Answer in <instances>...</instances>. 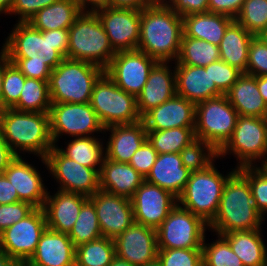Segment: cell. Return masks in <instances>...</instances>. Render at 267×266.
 <instances>
[{
	"label": "cell",
	"instance_id": "obj_50",
	"mask_svg": "<svg viewBox=\"0 0 267 266\" xmlns=\"http://www.w3.org/2000/svg\"><path fill=\"white\" fill-rule=\"evenodd\" d=\"M58 0H14L10 15L18 16L16 22H28L38 11Z\"/></svg>",
	"mask_w": 267,
	"mask_h": 266
},
{
	"label": "cell",
	"instance_id": "obj_19",
	"mask_svg": "<svg viewBox=\"0 0 267 266\" xmlns=\"http://www.w3.org/2000/svg\"><path fill=\"white\" fill-rule=\"evenodd\" d=\"M116 256L134 266L153 262L158 255L156 229L134 222L114 239Z\"/></svg>",
	"mask_w": 267,
	"mask_h": 266
},
{
	"label": "cell",
	"instance_id": "obj_34",
	"mask_svg": "<svg viewBox=\"0 0 267 266\" xmlns=\"http://www.w3.org/2000/svg\"><path fill=\"white\" fill-rule=\"evenodd\" d=\"M99 136L74 137L72 140H68L65 148L56 146L65 156L80 165L92 169H101L105 159V144L103 143L105 140L98 138Z\"/></svg>",
	"mask_w": 267,
	"mask_h": 266
},
{
	"label": "cell",
	"instance_id": "obj_63",
	"mask_svg": "<svg viewBox=\"0 0 267 266\" xmlns=\"http://www.w3.org/2000/svg\"><path fill=\"white\" fill-rule=\"evenodd\" d=\"M6 110H7V107L4 105L2 101H0V128L2 126V122H3V118H4Z\"/></svg>",
	"mask_w": 267,
	"mask_h": 266
},
{
	"label": "cell",
	"instance_id": "obj_46",
	"mask_svg": "<svg viewBox=\"0 0 267 266\" xmlns=\"http://www.w3.org/2000/svg\"><path fill=\"white\" fill-rule=\"evenodd\" d=\"M242 74L243 72L238 68L230 66L223 60L210 63L211 80L223 94L231 89Z\"/></svg>",
	"mask_w": 267,
	"mask_h": 266
},
{
	"label": "cell",
	"instance_id": "obj_2",
	"mask_svg": "<svg viewBox=\"0 0 267 266\" xmlns=\"http://www.w3.org/2000/svg\"><path fill=\"white\" fill-rule=\"evenodd\" d=\"M10 32L2 45L9 58H29L52 70L67 58L69 29L40 31L28 22H17Z\"/></svg>",
	"mask_w": 267,
	"mask_h": 266
},
{
	"label": "cell",
	"instance_id": "obj_32",
	"mask_svg": "<svg viewBox=\"0 0 267 266\" xmlns=\"http://www.w3.org/2000/svg\"><path fill=\"white\" fill-rule=\"evenodd\" d=\"M253 37L241 24L234 20L227 27L225 35L220 42V60L245 73L249 45Z\"/></svg>",
	"mask_w": 267,
	"mask_h": 266
},
{
	"label": "cell",
	"instance_id": "obj_29",
	"mask_svg": "<svg viewBox=\"0 0 267 266\" xmlns=\"http://www.w3.org/2000/svg\"><path fill=\"white\" fill-rule=\"evenodd\" d=\"M226 95L239 116L265 118L267 103L260 95L257 77L243 73Z\"/></svg>",
	"mask_w": 267,
	"mask_h": 266
},
{
	"label": "cell",
	"instance_id": "obj_61",
	"mask_svg": "<svg viewBox=\"0 0 267 266\" xmlns=\"http://www.w3.org/2000/svg\"><path fill=\"white\" fill-rule=\"evenodd\" d=\"M104 1L105 0H83V8L92 9L95 6L101 5Z\"/></svg>",
	"mask_w": 267,
	"mask_h": 266
},
{
	"label": "cell",
	"instance_id": "obj_54",
	"mask_svg": "<svg viewBox=\"0 0 267 266\" xmlns=\"http://www.w3.org/2000/svg\"><path fill=\"white\" fill-rule=\"evenodd\" d=\"M21 201L16 189L9 182L5 174H0V205Z\"/></svg>",
	"mask_w": 267,
	"mask_h": 266
},
{
	"label": "cell",
	"instance_id": "obj_21",
	"mask_svg": "<svg viewBox=\"0 0 267 266\" xmlns=\"http://www.w3.org/2000/svg\"><path fill=\"white\" fill-rule=\"evenodd\" d=\"M24 159L25 157L16 156L4 174L16 189L21 201L28 202L36 208H43L48 188H46L38 168Z\"/></svg>",
	"mask_w": 267,
	"mask_h": 266
},
{
	"label": "cell",
	"instance_id": "obj_39",
	"mask_svg": "<svg viewBox=\"0 0 267 266\" xmlns=\"http://www.w3.org/2000/svg\"><path fill=\"white\" fill-rule=\"evenodd\" d=\"M68 237L75 247L102 237L93 203L88 200L82 207Z\"/></svg>",
	"mask_w": 267,
	"mask_h": 266
},
{
	"label": "cell",
	"instance_id": "obj_16",
	"mask_svg": "<svg viewBox=\"0 0 267 266\" xmlns=\"http://www.w3.org/2000/svg\"><path fill=\"white\" fill-rule=\"evenodd\" d=\"M156 63L155 59L137 49L120 51L116 52L104 73L120 89L137 97Z\"/></svg>",
	"mask_w": 267,
	"mask_h": 266
},
{
	"label": "cell",
	"instance_id": "obj_52",
	"mask_svg": "<svg viewBox=\"0 0 267 266\" xmlns=\"http://www.w3.org/2000/svg\"><path fill=\"white\" fill-rule=\"evenodd\" d=\"M209 0H171L168 5L180 16L208 12Z\"/></svg>",
	"mask_w": 267,
	"mask_h": 266
},
{
	"label": "cell",
	"instance_id": "obj_41",
	"mask_svg": "<svg viewBox=\"0 0 267 266\" xmlns=\"http://www.w3.org/2000/svg\"><path fill=\"white\" fill-rule=\"evenodd\" d=\"M205 239L206 236L202 244L203 266H244L221 235L212 243H205Z\"/></svg>",
	"mask_w": 267,
	"mask_h": 266
},
{
	"label": "cell",
	"instance_id": "obj_55",
	"mask_svg": "<svg viewBox=\"0 0 267 266\" xmlns=\"http://www.w3.org/2000/svg\"><path fill=\"white\" fill-rule=\"evenodd\" d=\"M15 158L16 155L5 141L0 130V174H4L6 168Z\"/></svg>",
	"mask_w": 267,
	"mask_h": 266
},
{
	"label": "cell",
	"instance_id": "obj_17",
	"mask_svg": "<svg viewBox=\"0 0 267 266\" xmlns=\"http://www.w3.org/2000/svg\"><path fill=\"white\" fill-rule=\"evenodd\" d=\"M134 222L157 229L178 204L165 189L144 181L131 198Z\"/></svg>",
	"mask_w": 267,
	"mask_h": 266
},
{
	"label": "cell",
	"instance_id": "obj_31",
	"mask_svg": "<svg viewBox=\"0 0 267 266\" xmlns=\"http://www.w3.org/2000/svg\"><path fill=\"white\" fill-rule=\"evenodd\" d=\"M258 230L235 231L221 236L229 243L244 266H267V246Z\"/></svg>",
	"mask_w": 267,
	"mask_h": 266
},
{
	"label": "cell",
	"instance_id": "obj_24",
	"mask_svg": "<svg viewBox=\"0 0 267 266\" xmlns=\"http://www.w3.org/2000/svg\"><path fill=\"white\" fill-rule=\"evenodd\" d=\"M75 248L68 234L46 228L32 257L21 266H75Z\"/></svg>",
	"mask_w": 267,
	"mask_h": 266
},
{
	"label": "cell",
	"instance_id": "obj_48",
	"mask_svg": "<svg viewBox=\"0 0 267 266\" xmlns=\"http://www.w3.org/2000/svg\"><path fill=\"white\" fill-rule=\"evenodd\" d=\"M35 208L25 201L0 205V234L28 216Z\"/></svg>",
	"mask_w": 267,
	"mask_h": 266
},
{
	"label": "cell",
	"instance_id": "obj_12",
	"mask_svg": "<svg viewBox=\"0 0 267 266\" xmlns=\"http://www.w3.org/2000/svg\"><path fill=\"white\" fill-rule=\"evenodd\" d=\"M49 117L54 145L65 134L73 138L104 134L105 128L90 103H51Z\"/></svg>",
	"mask_w": 267,
	"mask_h": 266
},
{
	"label": "cell",
	"instance_id": "obj_57",
	"mask_svg": "<svg viewBox=\"0 0 267 266\" xmlns=\"http://www.w3.org/2000/svg\"><path fill=\"white\" fill-rule=\"evenodd\" d=\"M6 49L2 46L0 50V101L2 97V84L5 68L10 64Z\"/></svg>",
	"mask_w": 267,
	"mask_h": 266
},
{
	"label": "cell",
	"instance_id": "obj_8",
	"mask_svg": "<svg viewBox=\"0 0 267 266\" xmlns=\"http://www.w3.org/2000/svg\"><path fill=\"white\" fill-rule=\"evenodd\" d=\"M236 157V168L267 166V123L265 118L238 116L232 136L218 151V160ZM261 161V162H260ZM260 164H256V163Z\"/></svg>",
	"mask_w": 267,
	"mask_h": 266
},
{
	"label": "cell",
	"instance_id": "obj_36",
	"mask_svg": "<svg viewBox=\"0 0 267 266\" xmlns=\"http://www.w3.org/2000/svg\"><path fill=\"white\" fill-rule=\"evenodd\" d=\"M115 256L114 239L102 236L75 248V266H110Z\"/></svg>",
	"mask_w": 267,
	"mask_h": 266
},
{
	"label": "cell",
	"instance_id": "obj_25",
	"mask_svg": "<svg viewBox=\"0 0 267 266\" xmlns=\"http://www.w3.org/2000/svg\"><path fill=\"white\" fill-rule=\"evenodd\" d=\"M176 94L197 104L223 93L211 80L210 64L206 67L174 65Z\"/></svg>",
	"mask_w": 267,
	"mask_h": 266
},
{
	"label": "cell",
	"instance_id": "obj_22",
	"mask_svg": "<svg viewBox=\"0 0 267 266\" xmlns=\"http://www.w3.org/2000/svg\"><path fill=\"white\" fill-rule=\"evenodd\" d=\"M89 200V197L73 192L58 190L53 195L48 191L43 210L46 217L47 228L69 234L81 207Z\"/></svg>",
	"mask_w": 267,
	"mask_h": 266
},
{
	"label": "cell",
	"instance_id": "obj_56",
	"mask_svg": "<svg viewBox=\"0 0 267 266\" xmlns=\"http://www.w3.org/2000/svg\"><path fill=\"white\" fill-rule=\"evenodd\" d=\"M101 5L142 10L152 3L149 0H105Z\"/></svg>",
	"mask_w": 267,
	"mask_h": 266
},
{
	"label": "cell",
	"instance_id": "obj_59",
	"mask_svg": "<svg viewBox=\"0 0 267 266\" xmlns=\"http://www.w3.org/2000/svg\"><path fill=\"white\" fill-rule=\"evenodd\" d=\"M0 266H20L11 256L0 249Z\"/></svg>",
	"mask_w": 267,
	"mask_h": 266
},
{
	"label": "cell",
	"instance_id": "obj_7",
	"mask_svg": "<svg viewBox=\"0 0 267 266\" xmlns=\"http://www.w3.org/2000/svg\"><path fill=\"white\" fill-rule=\"evenodd\" d=\"M236 170L224 175L213 162L205 170L191 172L178 204L209 224L217 214L224 185Z\"/></svg>",
	"mask_w": 267,
	"mask_h": 266
},
{
	"label": "cell",
	"instance_id": "obj_11",
	"mask_svg": "<svg viewBox=\"0 0 267 266\" xmlns=\"http://www.w3.org/2000/svg\"><path fill=\"white\" fill-rule=\"evenodd\" d=\"M208 224L179 204L156 229L158 249H202Z\"/></svg>",
	"mask_w": 267,
	"mask_h": 266
},
{
	"label": "cell",
	"instance_id": "obj_26",
	"mask_svg": "<svg viewBox=\"0 0 267 266\" xmlns=\"http://www.w3.org/2000/svg\"><path fill=\"white\" fill-rule=\"evenodd\" d=\"M110 132L105 143V158L129 163L137 149L147 140V130L142 120L133 124L113 125L104 129Z\"/></svg>",
	"mask_w": 267,
	"mask_h": 266
},
{
	"label": "cell",
	"instance_id": "obj_18",
	"mask_svg": "<svg viewBox=\"0 0 267 266\" xmlns=\"http://www.w3.org/2000/svg\"><path fill=\"white\" fill-rule=\"evenodd\" d=\"M89 200L94 205L102 236L115 239L134 223L131 199L99 189Z\"/></svg>",
	"mask_w": 267,
	"mask_h": 266
},
{
	"label": "cell",
	"instance_id": "obj_6",
	"mask_svg": "<svg viewBox=\"0 0 267 266\" xmlns=\"http://www.w3.org/2000/svg\"><path fill=\"white\" fill-rule=\"evenodd\" d=\"M103 73L96 64L65 58L48 81L51 103H90L93 86Z\"/></svg>",
	"mask_w": 267,
	"mask_h": 266
},
{
	"label": "cell",
	"instance_id": "obj_37",
	"mask_svg": "<svg viewBox=\"0 0 267 266\" xmlns=\"http://www.w3.org/2000/svg\"><path fill=\"white\" fill-rule=\"evenodd\" d=\"M195 127H179L160 131H147V140L158 154L180 153L193 141Z\"/></svg>",
	"mask_w": 267,
	"mask_h": 266
},
{
	"label": "cell",
	"instance_id": "obj_45",
	"mask_svg": "<svg viewBox=\"0 0 267 266\" xmlns=\"http://www.w3.org/2000/svg\"><path fill=\"white\" fill-rule=\"evenodd\" d=\"M162 266H203L202 249H158Z\"/></svg>",
	"mask_w": 267,
	"mask_h": 266
},
{
	"label": "cell",
	"instance_id": "obj_38",
	"mask_svg": "<svg viewBox=\"0 0 267 266\" xmlns=\"http://www.w3.org/2000/svg\"><path fill=\"white\" fill-rule=\"evenodd\" d=\"M50 106L48 81L26 78L19 101L13 109L27 112H49Z\"/></svg>",
	"mask_w": 267,
	"mask_h": 266
},
{
	"label": "cell",
	"instance_id": "obj_10",
	"mask_svg": "<svg viewBox=\"0 0 267 266\" xmlns=\"http://www.w3.org/2000/svg\"><path fill=\"white\" fill-rule=\"evenodd\" d=\"M238 116L226 94L199 102L196 104L195 137L218 152L232 136Z\"/></svg>",
	"mask_w": 267,
	"mask_h": 266
},
{
	"label": "cell",
	"instance_id": "obj_4",
	"mask_svg": "<svg viewBox=\"0 0 267 266\" xmlns=\"http://www.w3.org/2000/svg\"><path fill=\"white\" fill-rule=\"evenodd\" d=\"M0 130L16 156H23L26 152L36 155L40 161V158H45L54 147L49 112H27L7 108Z\"/></svg>",
	"mask_w": 267,
	"mask_h": 266
},
{
	"label": "cell",
	"instance_id": "obj_40",
	"mask_svg": "<svg viewBox=\"0 0 267 266\" xmlns=\"http://www.w3.org/2000/svg\"><path fill=\"white\" fill-rule=\"evenodd\" d=\"M183 165L190 172L205 170L209 165L216 161L218 152L205 141L195 138L181 151Z\"/></svg>",
	"mask_w": 267,
	"mask_h": 266
},
{
	"label": "cell",
	"instance_id": "obj_23",
	"mask_svg": "<svg viewBox=\"0 0 267 266\" xmlns=\"http://www.w3.org/2000/svg\"><path fill=\"white\" fill-rule=\"evenodd\" d=\"M169 62H157L149 73L147 82L137 96V108L141 118L153 108L176 95L175 68Z\"/></svg>",
	"mask_w": 267,
	"mask_h": 266
},
{
	"label": "cell",
	"instance_id": "obj_51",
	"mask_svg": "<svg viewBox=\"0 0 267 266\" xmlns=\"http://www.w3.org/2000/svg\"><path fill=\"white\" fill-rule=\"evenodd\" d=\"M26 78L49 81L52 69L46 63L29 62V58H9Z\"/></svg>",
	"mask_w": 267,
	"mask_h": 266
},
{
	"label": "cell",
	"instance_id": "obj_43",
	"mask_svg": "<svg viewBox=\"0 0 267 266\" xmlns=\"http://www.w3.org/2000/svg\"><path fill=\"white\" fill-rule=\"evenodd\" d=\"M249 182L254 204L259 213L267 216V166L237 169Z\"/></svg>",
	"mask_w": 267,
	"mask_h": 266
},
{
	"label": "cell",
	"instance_id": "obj_14",
	"mask_svg": "<svg viewBox=\"0 0 267 266\" xmlns=\"http://www.w3.org/2000/svg\"><path fill=\"white\" fill-rule=\"evenodd\" d=\"M101 20L115 52L133 51L138 47L141 10L98 5L92 8Z\"/></svg>",
	"mask_w": 267,
	"mask_h": 266
},
{
	"label": "cell",
	"instance_id": "obj_47",
	"mask_svg": "<svg viewBox=\"0 0 267 266\" xmlns=\"http://www.w3.org/2000/svg\"><path fill=\"white\" fill-rule=\"evenodd\" d=\"M245 73L255 77L267 75V46L258 36L250 42Z\"/></svg>",
	"mask_w": 267,
	"mask_h": 266
},
{
	"label": "cell",
	"instance_id": "obj_58",
	"mask_svg": "<svg viewBox=\"0 0 267 266\" xmlns=\"http://www.w3.org/2000/svg\"><path fill=\"white\" fill-rule=\"evenodd\" d=\"M257 87L261 97L267 103V75L257 76Z\"/></svg>",
	"mask_w": 267,
	"mask_h": 266
},
{
	"label": "cell",
	"instance_id": "obj_44",
	"mask_svg": "<svg viewBox=\"0 0 267 266\" xmlns=\"http://www.w3.org/2000/svg\"><path fill=\"white\" fill-rule=\"evenodd\" d=\"M26 76L10 63L4 71L1 101L7 108H13L19 101Z\"/></svg>",
	"mask_w": 267,
	"mask_h": 266
},
{
	"label": "cell",
	"instance_id": "obj_42",
	"mask_svg": "<svg viewBox=\"0 0 267 266\" xmlns=\"http://www.w3.org/2000/svg\"><path fill=\"white\" fill-rule=\"evenodd\" d=\"M235 20L253 36L267 29V0H245Z\"/></svg>",
	"mask_w": 267,
	"mask_h": 266
},
{
	"label": "cell",
	"instance_id": "obj_62",
	"mask_svg": "<svg viewBox=\"0 0 267 266\" xmlns=\"http://www.w3.org/2000/svg\"><path fill=\"white\" fill-rule=\"evenodd\" d=\"M110 266H134V265L130 264L128 261L119 258L118 256H115Z\"/></svg>",
	"mask_w": 267,
	"mask_h": 266
},
{
	"label": "cell",
	"instance_id": "obj_9",
	"mask_svg": "<svg viewBox=\"0 0 267 266\" xmlns=\"http://www.w3.org/2000/svg\"><path fill=\"white\" fill-rule=\"evenodd\" d=\"M90 104L104 128L133 124L142 119L137 97L120 89L106 73L95 82Z\"/></svg>",
	"mask_w": 267,
	"mask_h": 266
},
{
	"label": "cell",
	"instance_id": "obj_67",
	"mask_svg": "<svg viewBox=\"0 0 267 266\" xmlns=\"http://www.w3.org/2000/svg\"><path fill=\"white\" fill-rule=\"evenodd\" d=\"M72 1L77 2L80 6L83 7V0H72Z\"/></svg>",
	"mask_w": 267,
	"mask_h": 266
},
{
	"label": "cell",
	"instance_id": "obj_65",
	"mask_svg": "<svg viewBox=\"0 0 267 266\" xmlns=\"http://www.w3.org/2000/svg\"><path fill=\"white\" fill-rule=\"evenodd\" d=\"M143 266H162L161 262L158 260V258H156L153 262H149L146 265Z\"/></svg>",
	"mask_w": 267,
	"mask_h": 266
},
{
	"label": "cell",
	"instance_id": "obj_49",
	"mask_svg": "<svg viewBox=\"0 0 267 266\" xmlns=\"http://www.w3.org/2000/svg\"><path fill=\"white\" fill-rule=\"evenodd\" d=\"M158 156L157 151L146 140L131 157L129 164L144 178L147 177Z\"/></svg>",
	"mask_w": 267,
	"mask_h": 266
},
{
	"label": "cell",
	"instance_id": "obj_1",
	"mask_svg": "<svg viewBox=\"0 0 267 266\" xmlns=\"http://www.w3.org/2000/svg\"><path fill=\"white\" fill-rule=\"evenodd\" d=\"M183 18L168 4H152L141 10L137 50L157 62L176 61L183 36Z\"/></svg>",
	"mask_w": 267,
	"mask_h": 266
},
{
	"label": "cell",
	"instance_id": "obj_33",
	"mask_svg": "<svg viewBox=\"0 0 267 266\" xmlns=\"http://www.w3.org/2000/svg\"><path fill=\"white\" fill-rule=\"evenodd\" d=\"M84 8L72 0H58L38 11L29 21L35 29H69Z\"/></svg>",
	"mask_w": 267,
	"mask_h": 266
},
{
	"label": "cell",
	"instance_id": "obj_30",
	"mask_svg": "<svg viewBox=\"0 0 267 266\" xmlns=\"http://www.w3.org/2000/svg\"><path fill=\"white\" fill-rule=\"evenodd\" d=\"M183 35L219 46L227 27L235 20L224 14L195 13L183 16Z\"/></svg>",
	"mask_w": 267,
	"mask_h": 266
},
{
	"label": "cell",
	"instance_id": "obj_66",
	"mask_svg": "<svg viewBox=\"0 0 267 266\" xmlns=\"http://www.w3.org/2000/svg\"><path fill=\"white\" fill-rule=\"evenodd\" d=\"M152 4H168L171 0H149Z\"/></svg>",
	"mask_w": 267,
	"mask_h": 266
},
{
	"label": "cell",
	"instance_id": "obj_15",
	"mask_svg": "<svg viewBox=\"0 0 267 266\" xmlns=\"http://www.w3.org/2000/svg\"><path fill=\"white\" fill-rule=\"evenodd\" d=\"M46 228L43 208H35L28 216L0 234V249L21 265L32 257Z\"/></svg>",
	"mask_w": 267,
	"mask_h": 266
},
{
	"label": "cell",
	"instance_id": "obj_28",
	"mask_svg": "<svg viewBox=\"0 0 267 266\" xmlns=\"http://www.w3.org/2000/svg\"><path fill=\"white\" fill-rule=\"evenodd\" d=\"M145 181L129 163L104 159L99 172V189L131 199Z\"/></svg>",
	"mask_w": 267,
	"mask_h": 266
},
{
	"label": "cell",
	"instance_id": "obj_60",
	"mask_svg": "<svg viewBox=\"0 0 267 266\" xmlns=\"http://www.w3.org/2000/svg\"><path fill=\"white\" fill-rule=\"evenodd\" d=\"M14 0H0V15H9L10 16V11L12 9Z\"/></svg>",
	"mask_w": 267,
	"mask_h": 266
},
{
	"label": "cell",
	"instance_id": "obj_27",
	"mask_svg": "<svg viewBox=\"0 0 267 266\" xmlns=\"http://www.w3.org/2000/svg\"><path fill=\"white\" fill-rule=\"evenodd\" d=\"M191 172L183 165L180 153L158 154L145 181L170 192L177 199L183 193Z\"/></svg>",
	"mask_w": 267,
	"mask_h": 266
},
{
	"label": "cell",
	"instance_id": "obj_20",
	"mask_svg": "<svg viewBox=\"0 0 267 266\" xmlns=\"http://www.w3.org/2000/svg\"><path fill=\"white\" fill-rule=\"evenodd\" d=\"M196 104L179 95L148 111L142 121L147 131L195 127Z\"/></svg>",
	"mask_w": 267,
	"mask_h": 266
},
{
	"label": "cell",
	"instance_id": "obj_64",
	"mask_svg": "<svg viewBox=\"0 0 267 266\" xmlns=\"http://www.w3.org/2000/svg\"><path fill=\"white\" fill-rule=\"evenodd\" d=\"M258 37L260 40L267 46V29H265L263 32H261Z\"/></svg>",
	"mask_w": 267,
	"mask_h": 266
},
{
	"label": "cell",
	"instance_id": "obj_35",
	"mask_svg": "<svg viewBox=\"0 0 267 266\" xmlns=\"http://www.w3.org/2000/svg\"><path fill=\"white\" fill-rule=\"evenodd\" d=\"M218 60H220L219 46L183 35L180 52L174 64L206 67Z\"/></svg>",
	"mask_w": 267,
	"mask_h": 266
},
{
	"label": "cell",
	"instance_id": "obj_13",
	"mask_svg": "<svg viewBox=\"0 0 267 266\" xmlns=\"http://www.w3.org/2000/svg\"><path fill=\"white\" fill-rule=\"evenodd\" d=\"M51 177L59 184L58 190L73 192L90 197L99 190L100 169L80 165L65 156L56 145L40 158Z\"/></svg>",
	"mask_w": 267,
	"mask_h": 266
},
{
	"label": "cell",
	"instance_id": "obj_5",
	"mask_svg": "<svg viewBox=\"0 0 267 266\" xmlns=\"http://www.w3.org/2000/svg\"><path fill=\"white\" fill-rule=\"evenodd\" d=\"M116 52L93 9H83L69 28L67 58L87 61L105 69Z\"/></svg>",
	"mask_w": 267,
	"mask_h": 266
},
{
	"label": "cell",
	"instance_id": "obj_3",
	"mask_svg": "<svg viewBox=\"0 0 267 266\" xmlns=\"http://www.w3.org/2000/svg\"><path fill=\"white\" fill-rule=\"evenodd\" d=\"M265 218L254 204L248 180L236 170L224 185L219 208L208 231L222 235L235 231L261 229Z\"/></svg>",
	"mask_w": 267,
	"mask_h": 266
},
{
	"label": "cell",
	"instance_id": "obj_53",
	"mask_svg": "<svg viewBox=\"0 0 267 266\" xmlns=\"http://www.w3.org/2000/svg\"><path fill=\"white\" fill-rule=\"evenodd\" d=\"M245 0H209L208 12L224 14L235 19Z\"/></svg>",
	"mask_w": 267,
	"mask_h": 266
}]
</instances>
